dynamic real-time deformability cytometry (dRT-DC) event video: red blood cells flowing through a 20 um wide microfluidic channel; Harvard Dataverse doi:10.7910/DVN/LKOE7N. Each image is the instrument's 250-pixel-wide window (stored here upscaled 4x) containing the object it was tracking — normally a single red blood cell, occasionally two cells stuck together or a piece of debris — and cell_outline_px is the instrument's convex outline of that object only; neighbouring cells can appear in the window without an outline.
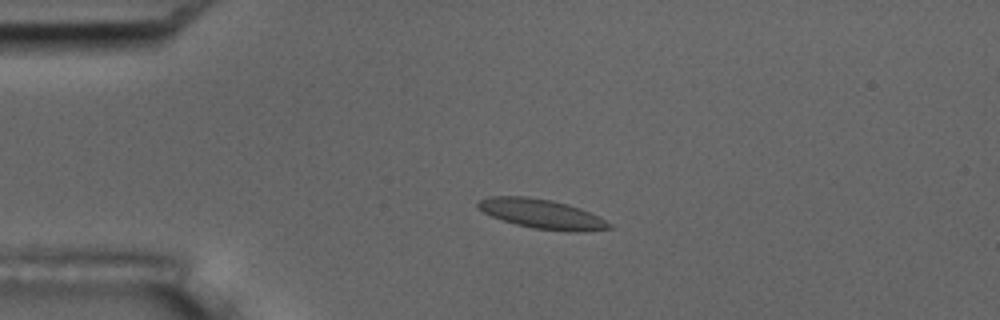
{"species": "common noctule bat (a hibernating species)", "species_latin": "Nyctalus noctula", "temperature_condition": "room temperature", "stored_images_in_passage": 3, "camera_frame_rate_fps": 3000, "um_per_image_px": 0.085, "animal": {"sex": "male", "body_mass_g": 17.5, "forearm_length_mm": 52.3}, "frame": {"image": 1, "passage_image": 2, "time_ms": 0.333, "image_size_px": [1000, 320], "cell_outline_px": [[612, 228], [584, 232], [568, 232], [532, 228], [516, 224], [492, 216], [484, 212], [476, 204], [480, 200], [488, 196], [528, 196], [552, 200], [568, 204], [580, 208], [612, 224]], "centroid_in_image_um": [46.07, 18.18], "position_along_channel_um": 38.9, "area_um2": 22.43}}